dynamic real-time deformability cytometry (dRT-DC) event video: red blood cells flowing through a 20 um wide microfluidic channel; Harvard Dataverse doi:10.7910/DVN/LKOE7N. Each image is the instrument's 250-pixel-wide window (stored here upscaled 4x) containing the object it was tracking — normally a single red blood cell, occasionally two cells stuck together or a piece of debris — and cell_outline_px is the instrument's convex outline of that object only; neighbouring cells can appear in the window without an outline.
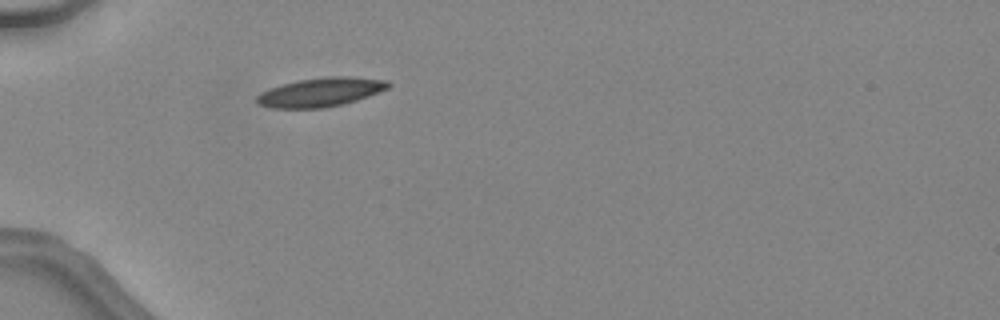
{"species": "common noctule bat (a hibernating species)", "species_latin": "Nyctalus noctula", "temperature_condition": "warm", "stored_images_in_passage": 28, "camera_frame_rate_fps": 3000, "um_per_image_px": 0.085, "animal": {"sex": "female", "body_mass_g": 24.6, "forearm_length_mm": 56.2}, "frame": {"image": 1, "passage_image": 1, "time_ms": 0.0, "image_size_px": [1000, 320], "cell_outline_px": [[392, 84], [388, 88], [368, 96], [344, 104], [324, 108], [272, 108], [256, 104], [256, 96], [260, 92], [280, 84], [300, 80], [328, 76], [352, 76], [388, 80]], "centroid_in_image_um": [27.25, 7.83], "position_along_channel_um": 57.8, "area_um2": 22.37}}
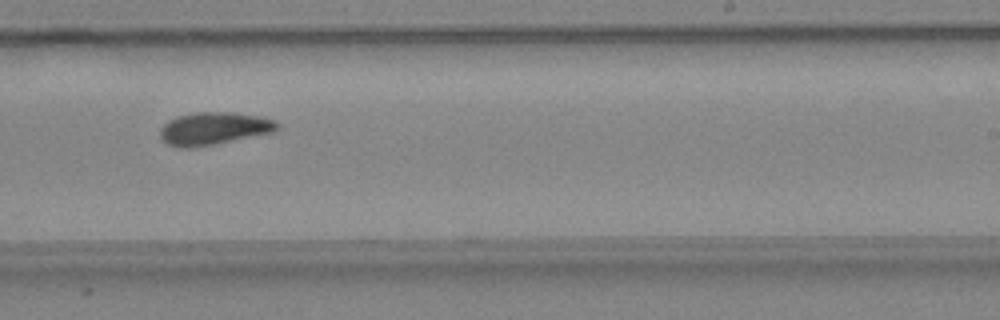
{"frame": {"image": 2, "passage_image": 16, "time_ms": 5.0, "image_size_px": [1000, 320], "cell_outline_px": [[280, 124], [272, 132], [192, 148], [180, 148], [168, 144], [160, 136], [160, 128], [168, 120], [176, 116], [196, 112], [232, 112], [256, 116], [272, 120]], "centroid_in_image_um": [18.1, 10.91], "position_along_channel_um": 270.9, "area_um2": 21.85}}
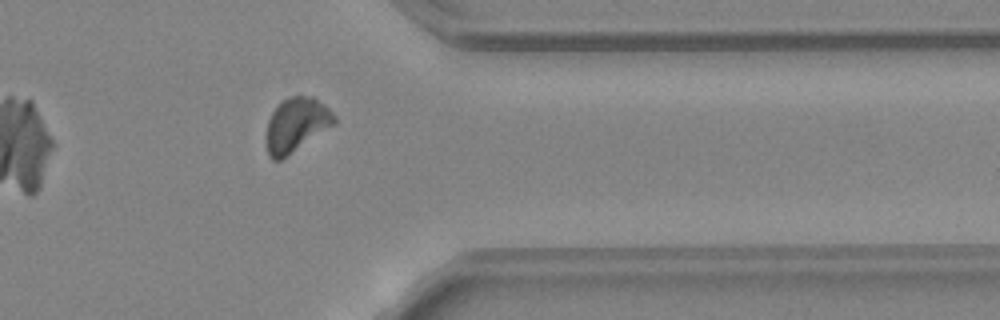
{"frame": {"image": 3, "passage_image": 24, "time_ms": 7.667, "image_size_px": [1000, 320], "cell_outline_px": [[336, 124], [280, 160], [272, 160], [268, 156], [268, 120], [272, 112], [288, 96], [312, 96], [324, 104], [336, 116]], "centroid_in_image_um": [25.23, 10.6], "position_along_channel_um": 386.2, "area_um2": 21.04}, "authors_computed_cell_mechanics": {"area_um2": 21.6461, "velocity_mm_per_s": 4.5439, "shape_relaxation_time_tau1_ms": 4.5824, "shape_relaxation_time_tau2_ms": 4.5424, "deformation_change_tau1": 0.1551, "deformation_change_tau2": 0.0962}}